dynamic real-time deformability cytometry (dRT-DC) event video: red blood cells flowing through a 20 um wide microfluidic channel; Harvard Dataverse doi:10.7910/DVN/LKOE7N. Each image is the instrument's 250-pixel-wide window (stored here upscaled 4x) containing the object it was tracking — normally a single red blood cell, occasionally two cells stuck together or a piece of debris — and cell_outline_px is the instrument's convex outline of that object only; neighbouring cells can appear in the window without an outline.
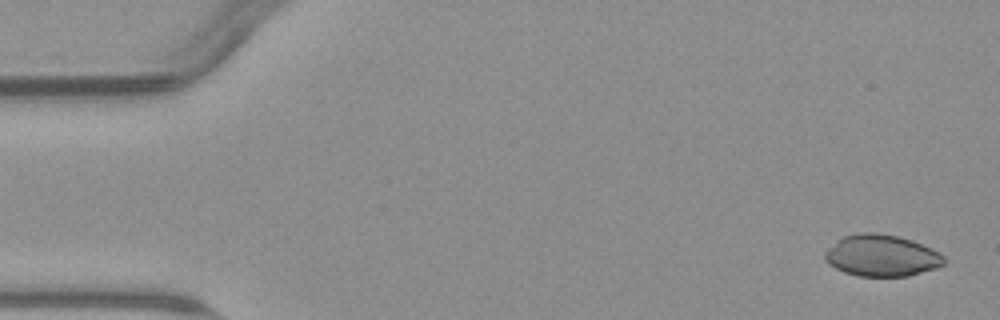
{"species": "common noctule bat (a hibernating species)", "species_latin": "Nyctalus noctula", "temperature_condition": "warm", "stored_images_in_passage": 6, "camera_frame_rate_fps": 3000, "um_per_image_px": 0.085, "animal": {"sex": "male", "body_mass_g": 23.1, "forearm_length_mm": 52.7}, "frame": {"image": 1, "passage_image": 1, "time_ms": 0.0, "image_size_px": [1000, 320], "cell_outline_px": [[944, 264], [936, 268], [908, 276], [856, 276], [844, 272], [828, 264], [824, 260], [824, 252], [828, 248], [844, 236], [860, 232], [876, 232], [896, 236], [912, 240], [940, 252], [944, 256]], "centroid_in_image_um": [74.92, 21.73], "position_along_channel_um": 10.1, "area_um2": 28.9}}